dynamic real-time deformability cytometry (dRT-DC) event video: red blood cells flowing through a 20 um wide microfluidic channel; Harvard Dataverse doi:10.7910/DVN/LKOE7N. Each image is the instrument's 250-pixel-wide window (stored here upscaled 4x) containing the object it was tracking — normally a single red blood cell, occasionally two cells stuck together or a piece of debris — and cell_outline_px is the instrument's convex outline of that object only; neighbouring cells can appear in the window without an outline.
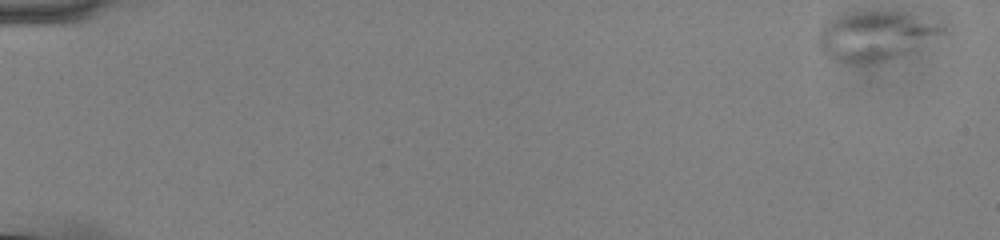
{"species": "common noctule bat (a hibernating species)", "species_latin": "Nyctalus noctula", "temperature_condition": "cold", "stored_images_in_passage": 55, "camera_frame_rate_fps": 3000, "um_per_image_px": 0.085, "animal": {"sex": "male", "body_mass_g": 13.0, "forearm_length_mm": 53.1}, "frame": {"image": 1, "passage_image": 1, "time_ms": 0.0, "image_size_px": [1000, 240], "cell_outline_px": [[944, 28], [940, 32], [904, 52], [896, 56], [884, 60], [860, 64], [856, 64], [832, 60], [820, 52], [816, 44], [816, 40], [820, 28], [836, 16], [856, 12], [900, 12], [944, 24]], "centroid_in_image_um": [74.22, 3.05], "position_along_channel_um": 10.8, "area_um2": 34.45}}
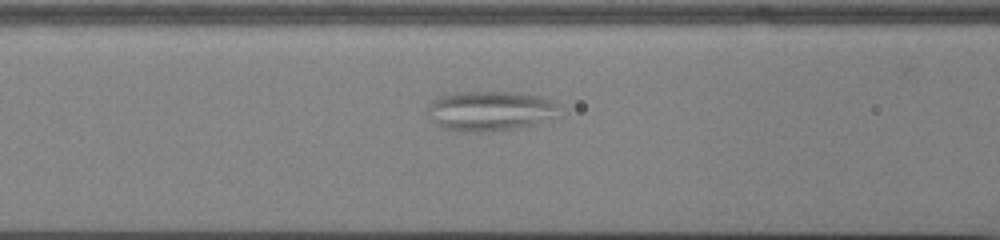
{"frame": {"image": 2, "passage_image": 24, "time_ms": 7.667, "image_size_px": [1000, 240], "cell_outline_px": [[556, 104], [552, 116], [532, 124], [520, 128], [484, 132], [464, 132], [440, 128], [424, 112], [424, 108], [432, 100], [440, 96], [456, 92], [524, 92], [544, 96]], "centroid_in_image_um": [41.52, 9.42], "position_along_channel_um": 125.1, "area_um2": 30.75}}
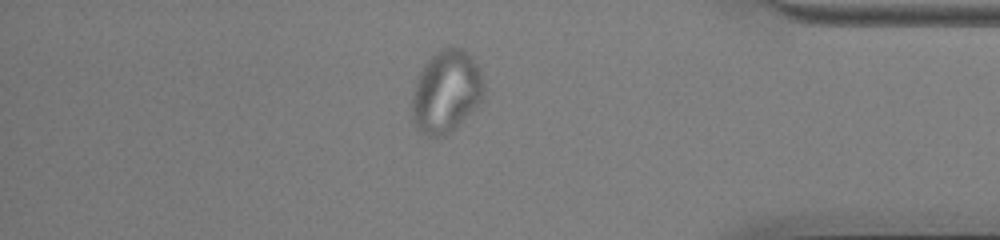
{"frame": {"image": 3, "passage_image": 48, "time_ms": 15.667, "image_size_px": [1000, 240], "cell_outline_px": [[484, 96], [444, 136], [428, 136], [420, 132], [416, 128], [412, 116], [412, 96], [420, 72], [424, 64], [436, 52], [444, 48], [460, 48], [480, 68], [484, 84]], "centroid_in_image_um": [37.89, 7.78], "position_along_channel_um": 397.3, "area_um2": 33.41}}